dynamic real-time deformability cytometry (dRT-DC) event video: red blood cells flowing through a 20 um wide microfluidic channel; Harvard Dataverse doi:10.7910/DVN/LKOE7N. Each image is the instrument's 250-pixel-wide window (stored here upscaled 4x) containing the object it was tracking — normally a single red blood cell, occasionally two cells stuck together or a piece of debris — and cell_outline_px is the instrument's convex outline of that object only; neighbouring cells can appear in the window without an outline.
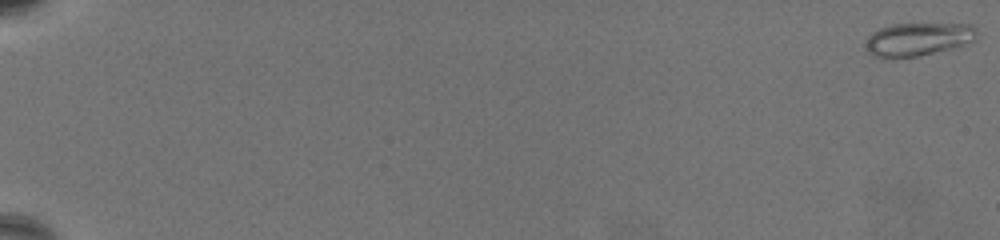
{"species": "common noctule bat (a hibernating species)", "species_latin": "Nyctalus noctula", "temperature_condition": "warm", "stored_images_in_passage": 69, "camera_frame_rate_fps": 3000, "um_per_image_px": 0.085, "animal": {"sex": "female", "body_mass_g": 19.5, "forearm_length_mm": 54.1}, "frame": {"image": 1, "passage_image": 1, "time_ms": 0.0, "image_size_px": [1000, 240], "cell_outline_px": [[980, 32], [976, 40], [956, 48], [920, 56], [888, 60], [880, 60], [872, 56], [864, 48], [864, 44], [868, 36], [872, 32], [880, 28], [892, 24], [972, 24]], "centroid_in_image_um": [78.01, 3.38], "position_along_channel_um": 7.0, "area_um2": 22.54}}
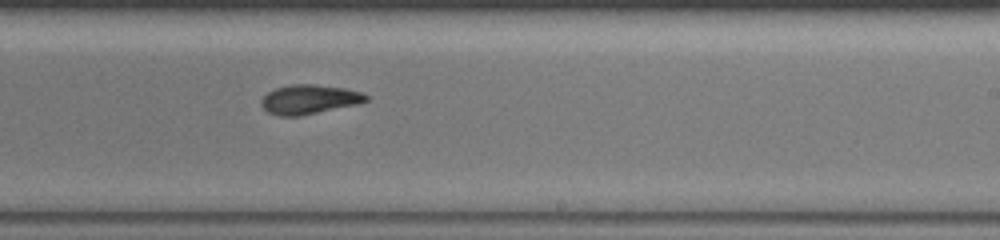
{"frame": {"image": 2, "passage_image": 46, "time_ms": 15.0, "image_size_px": [1000, 240], "cell_outline_px": [[368, 100], [356, 104], [300, 116], [280, 116], [268, 112], [260, 104], [260, 100], [268, 92], [276, 88], [292, 84], [312, 84], [344, 88], [360, 92], [368, 96]], "centroid_in_image_um": [26.25, 8.45], "position_along_channel_um": 262.8, "area_um2": 17.69}}
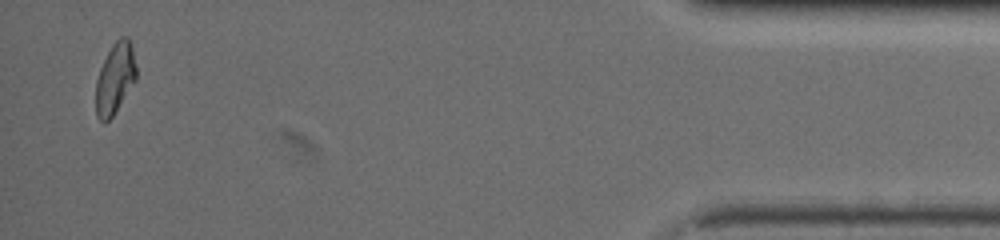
{"frame": {"image": 3, "passage_image": 67, "time_ms": 22.0, "image_size_px": [1000, 240], "cell_outline_px": [[136, 80], [112, 116], [104, 124], [96, 116], [96, 80], [100, 68], [112, 44], [120, 36], [128, 36], [132, 44], [136, 64]], "centroid_in_image_um": [9.79, 6.63], "position_along_channel_um": 425.4, "area_um2": 16.76}, "authors_computed_cell_mechanics": {"area_um2": 18.0914, "velocity_mm_per_s": 3.269, "shape_relaxation_time_tau1_ms": 4.5283, "shape_relaxation_time_tau2_ms": 4.3082, "deformation_change_tau1": 0.1592, "deformation_change_tau2": 0.089}}